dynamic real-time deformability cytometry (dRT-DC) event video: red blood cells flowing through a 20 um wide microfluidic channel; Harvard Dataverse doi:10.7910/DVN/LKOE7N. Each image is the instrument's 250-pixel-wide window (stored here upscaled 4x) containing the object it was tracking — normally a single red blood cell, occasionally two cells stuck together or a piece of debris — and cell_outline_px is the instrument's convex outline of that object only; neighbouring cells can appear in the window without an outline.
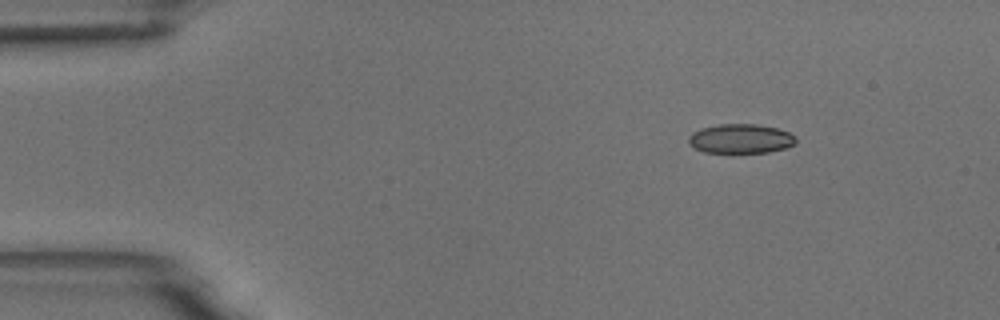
{"species": "common noctule bat (a hibernating species)", "species_latin": "Nyctalus noctula", "temperature_condition": "room temperature", "stored_images_in_passage": 3, "camera_frame_rate_fps": 3000, "um_per_image_px": 0.085, "animal": {"sex": "male", "body_mass_g": 18.8}, "frame": {"image": 1, "passage_image": 1, "time_ms": 0.0, "image_size_px": [1000, 320], "cell_outline_px": [[796, 144], [784, 148], [768, 152], [740, 156], [732, 156], [704, 152], [688, 144], [688, 136], [692, 132], [700, 128], [720, 124], [756, 124], [776, 128], [788, 132], [796, 136]], "centroid_in_image_um": [62.92, 11.85], "position_along_channel_um": 22.1, "area_um2": 19.36}}
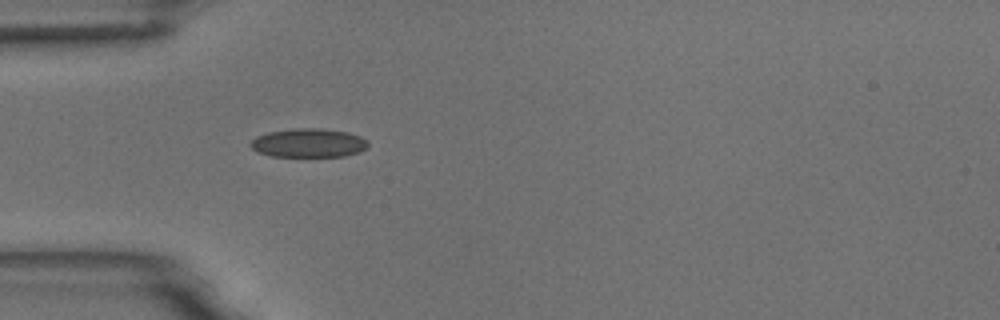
{"frame": {"image": 2, "passage_image": 3, "time_ms": 3.0, "image_size_px": [1000, 320], "cell_outline_px": [[368, 144], [360, 152], [344, 156], [272, 156], [256, 152], [248, 144], [256, 136], [268, 132], [296, 128], [320, 128], [348, 132], [360, 136], [368, 140]], "centroid_in_image_um": [26.21, 12.14], "position_along_channel_um": 58.8, "area_um2": 19.77}}